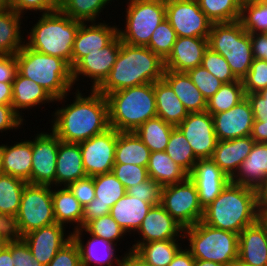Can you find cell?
<instances>
[{
	"instance_id": "1",
	"label": "cell",
	"mask_w": 267,
	"mask_h": 266,
	"mask_svg": "<svg viewBox=\"0 0 267 266\" xmlns=\"http://www.w3.org/2000/svg\"><path fill=\"white\" fill-rule=\"evenodd\" d=\"M85 90L88 91L86 92L88 94L83 92L84 88L82 91L76 88L73 90L74 93L71 91L54 101L55 104H58L55 111L51 113L50 122L52 124L49 122L51 127L49 129L63 142L80 143L110 128L106 96L97 90L89 89V91L87 87ZM71 94L72 103L70 101V104H65L70 100L68 97ZM59 104L62 106L58 107Z\"/></svg>"
},
{
	"instance_id": "2",
	"label": "cell",
	"mask_w": 267,
	"mask_h": 266,
	"mask_svg": "<svg viewBox=\"0 0 267 266\" xmlns=\"http://www.w3.org/2000/svg\"><path fill=\"white\" fill-rule=\"evenodd\" d=\"M260 209L258 190L230 181L204 209L202 221L211 227L239 234L259 219Z\"/></svg>"
},
{
	"instance_id": "3",
	"label": "cell",
	"mask_w": 267,
	"mask_h": 266,
	"mask_svg": "<svg viewBox=\"0 0 267 266\" xmlns=\"http://www.w3.org/2000/svg\"><path fill=\"white\" fill-rule=\"evenodd\" d=\"M164 71V60L148 47L121 42L116 62L96 90L107 96L114 91L154 83L163 78Z\"/></svg>"
},
{
	"instance_id": "4",
	"label": "cell",
	"mask_w": 267,
	"mask_h": 266,
	"mask_svg": "<svg viewBox=\"0 0 267 266\" xmlns=\"http://www.w3.org/2000/svg\"><path fill=\"white\" fill-rule=\"evenodd\" d=\"M38 15L30 32L25 29V44L37 52L65 60L72 68L73 43L82 22L71 19L59 9Z\"/></svg>"
},
{
	"instance_id": "5",
	"label": "cell",
	"mask_w": 267,
	"mask_h": 266,
	"mask_svg": "<svg viewBox=\"0 0 267 266\" xmlns=\"http://www.w3.org/2000/svg\"><path fill=\"white\" fill-rule=\"evenodd\" d=\"M109 126L118 132H134L157 116L154 83L122 89L107 96Z\"/></svg>"
},
{
	"instance_id": "6",
	"label": "cell",
	"mask_w": 267,
	"mask_h": 266,
	"mask_svg": "<svg viewBox=\"0 0 267 266\" xmlns=\"http://www.w3.org/2000/svg\"><path fill=\"white\" fill-rule=\"evenodd\" d=\"M18 72L44 88L55 100L74 88L72 68L63 59L37 52L26 44L16 53Z\"/></svg>"
},
{
	"instance_id": "7",
	"label": "cell",
	"mask_w": 267,
	"mask_h": 266,
	"mask_svg": "<svg viewBox=\"0 0 267 266\" xmlns=\"http://www.w3.org/2000/svg\"><path fill=\"white\" fill-rule=\"evenodd\" d=\"M184 240L195 259L226 266L238 260L239 234L211 227L202 220L184 229Z\"/></svg>"
},
{
	"instance_id": "8",
	"label": "cell",
	"mask_w": 267,
	"mask_h": 266,
	"mask_svg": "<svg viewBox=\"0 0 267 266\" xmlns=\"http://www.w3.org/2000/svg\"><path fill=\"white\" fill-rule=\"evenodd\" d=\"M208 47L225 58L238 79L242 80L250 70L254 60L250 34L239 20L213 23L208 36Z\"/></svg>"
},
{
	"instance_id": "9",
	"label": "cell",
	"mask_w": 267,
	"mask_h": 266,
	"mask_svg": "<svg viewBox=\"0 0 267 266\" xmlns=\"http://www.w3.org/2000/svg\"><path fill=\"white\" fill-rule=\"evenodd\" d=\"M125 7L122 12L124 26L118 24L121 41L146 47L153 31L166 19L165 0H137L126 3Z\"/></svg>"
},
{
	"instance_id": "10",
	"label": "cell",
	"mask_w": 267,
	"mask_h": 266,
	"mask_svg": "<svg viewBox=\"0 0 267 266\" xmlns=\"http://www.w3.org/2000/svg\"><path fill=\"white\" fill-rule=\"evenodd\" d=\"M17 215L23 235L56 223L52 200V186L27 183L24 187Z\"/></svg>"
},
{
	"instance_id": "11",
	"label": "cell",
	"mask_w": 267,
	"mask_h": 266,
	"mask_svg": "<svg viewBox=\"0 0 267 266\" xmlns=\"http://www.w3.org/2000/svg\"><path fill=\"white\" fill-rule=\"evenodd\" d=\"M160 204L184 229L201 221L204 215L198 191L189 177L181 183L163 186Z\"/></svg>"
},
{
	"instance_id": "12",
	"label": "cell",
	"mask_w": 267,
	"mask_h": 266,
	"mask_svg": "<svg viewBox=\"0 0 267 266\" xmlns=\"http://www.w3.org/2000/svg\"><path fill=\"white\" fill-rule=\"evenodd\" d=\"M165 5L166 19L177 37L208 38L213 23L197 0H165Z\"/></svg>"
},
{
	"instance_id": "13",
	"label": "cell",
	"mask_w": 267,
	"mask_h": 266,
	"mask_svg": "<svg viewBox=\"0 0 267 266\" xmlns=\"http://www.w3.org/2000/svg\"><path fill=\"white\" fill-rule=\"evenodd\" d=\"M121 42L119 35H117L104 48L90 52L72 68V78L77 89L85 86V84H83V86L78 87L77 85H79L80 82L87 83L90 81V89L96 90L105 81L116 62ZM84 78L85 80L87 79V81H84Z\"/></svg>"
},
{
	"instance_id": "14",
	"label": "cell",
	"mask_w": 267,
	"mask_h": 266,
	"mask_svg": "<svg viewBox=\"0 0 267 266\" xmlns=\"http://www.w3.org/2000/svg\"><path fill=\"white\" fill-rule=\"evenodd\" d=\"M48 131H37L32 136L31 184L56 186L59 138L51 129Z\"/></svg>"
},
{
	"instance_id": "15",
	"label": "cell",
	"mask_w": 267,
	"mask_h": 266,
	"mask_svg": "<svg viewBox=\"0 0 267 266\" xmlns=\"http://www.w3.org/2000/svg\"><path fill=\"white\" fill-rule=\"evenodd\" d=\"M117 130L108 128L79 143L83 167L87 176L110 173L115 164Z\"/></svg>"
},
{
	"instance_id": "16",
	"label": "cell",
	"mask_w": 267,
	"mask_h": 266,
	"mask_svg": "<svg viewBox=\"0 0 267 266\" xmlns=\"http://www.w3.org/2000/svg\"><path fill=\"white\" fill-rule=\"evenodd\" d=\"M198 159L212 158L217 144L213 116L205 111L190 112L177 126Z\"/></svg>"
},
{
	"instance_id": "17",
	"label": "cell",
	"mask_w": 267,
	"mask_h": 266,
	"mask_svg": "<svg viewBox=\"0 0 267 266\" xmlns=\"http://www.w3.org/2000/svg\"><path fill=\"white\" fill-rule=\"evenodd\" d=\"M64 225L53 223L30 231L23 236L32 256L43 266H47L57 252L72 239V231Z\"/></svg>"
},
{
	"instance_id": "18",
	"label": "cell",
	"mask_w": 267,
	"mask_h": 266,
	"mask_svg": "<svg viewBox=\"0 0 267 266\" xmlns=\"http://www.w3.org/2000/svg\"><path fill=\"white\" fill-rule=\"evenodd\" d=\"M95 198L83 207L82 228L91 220L110 213V208L126 194V188L110 173L93 176Z\"/></svg>"
},
{
	"instance_id": "19",
	"label": "cell",
	"mask_w": 267,
	"mask_h": 266,
	"mask_svg": "<svg viewBox=\"0 0 267 266\" xmlns=\"http://www.w3.org/2000/svg\"><path fill=\"white\" fill-rule=\"evenodd\" d=\"M188 177L196 186L199 203L203 210L231 181L211 158L198 159Z\"/></svg>"
},
{
	"instance_id": "20",
	"label": "cell",
	"mask_w": 267,
	"mask_h": 266,
	"mask_svg": "<svg viewBox=\"0 0 267 266\" xmlns=\"http://www.w3.org/2000/svg\"><path fill=\"white\" fill-rule=\"evenodd\" d=\"M135 234L139 235V238H135L133 241L134 243L184 239V228L161 204H157L151 207L139 229L132 235L135 237Z\"/></svg>"
},
{
	"instance_id": "21",
	"label": "cell",
	"mask_w": 267,
	"mask_h": 266,
	"mask_svg": "<svg viewBox=\"0 0 267 266\" xmlns=\"http://www.w3.org/2000/svg\"><path fill=\"white\" fill-rule=\"evenodd\" d=\"M81 23L76 33L72 49V68L90 52L108 45L117 35L118 26L107 20L102 22Z\"/></svg>"
},
{
	"instance_id": "22",
	"label": "cell",
	"mask_w": 267,
	"mask_h": 266,
	"mask_svg": "<svg viewBox=\"0 0 267 266\" xmlns=\"http://www.w3.org/2000/svg\"><path fill=\"white\" fill-rule=\"evenodd\" d=\"M85 235H88V237ZM84 236L87 238L86 243L84 241ZM72 239L78 246L81 266L120 265V257H122V255H116V252L119 250V248H117L118 245L113 244L111 241L91 235L83 228L73 231Z\"/></svg>"
},
{
	"instance_id": "23",
	"label": "cell",
	"mask_w": 267,
	"mask_h": 266,
	"mask_svg": "<svg viewBox=\"0 0 267 266\" xmlns=\"http://www.w3.org/2000/svg\"><path fill=\"white\" fill-rule=\"evenodd\" d=\"M212 116L217 140H230L251 134L254 116L247 97L231 109Z\"/></svg>"
},
{
	"instance_id": "24",
	"label": "cell",
	"mask_w": 267,
	"mask_h": 266,
	"mask_svg": "<svg viewBox=\"0 0 267 266\" xmlns=\"http://www.w3.org/2000/svg\"><path fill=\"white\" fill-rule=\"evenodd\" d=\"M208 38L177 37L169 56L164 60L165 70L188 72L201 65Z\"/></svg>"
},
{
	"instance_id": "25",
	"label": "cell",
	"mask_w": 267,
	"mask_h": 266,
	"mask_svg": "<svg viewBox=\"0 0 267 266\" xmlns=\"http://www.w3.org/2000/svg\"><path fill=\"white\" fill-rule=\"evenodd\" d=\"M238 260L249 266H267V228L260 219L239 233Z\"/></svg>"
},
{
	"instance_id": "26",
	"label": "cell",
	"mask_w": 267,
	"mask_h": 266,
	"mask_svg": "<svg viewBox=\"0 0 267 266\" xmlns=\"http://www.w3.org/2000/svg\"><path fill=\"white\" fill-rule=\"evenodd\" d=\"M231 182L261 192L267 185V143L255 142L248 157L231 178Z\"/></svg>"
},
{
	"instance_id": "27",
	"label": "cell",
	"mask_w": 267,
	"mask_h": 266,
	"mask_svg": "<svg viewBox=\"0 0 267 266\" xmlns=\"http://www.w3.org/2000/svg\"><path fill=\"white\" fill-rule=\"evenodd\" d=\"M54 101L55 99L44 88L17 72L12 82L11 106L25 122H27L26 117H24L26 114L23 113L25 110L30 112L34 108L35 110L37 107L38 109L41 108L43 104L44 106L50 103L53 105Z\"/></svg>"
},
{
	"instance_id": "28",
	"label": "cell",
	"mask_w": 267,
	"mask_h": 266,
	"mask_svg": "<svg viewBox=\"0 0 267 266\" xmlns=\"http://www.w3.org/2000/svg\"><path fill=\"white\" fill-rule=\"evenodd\" d=\"M15 142V143H14ZM12 144H1L2 173L22 179L31 184L32 140L21 139Z\"/></svg>"
},
{
	"instance_id": "29",
	"label": "cell",
	"mask_w": 267,
	"mask_h": 266,
	"mask_svg": "<svg viewBox=\"0 0 267 266\" xmlns=\"http://www.w3.org/2000/svg\"><path fill=\"white\" fill-rule=\"evenodd\" d=\"M254 139L249 135L230 140H218L212 156L214 163L231 179L248 157Z\"/></svg>"
},
{
	"instance_id": "30",
	"label": "cell",
	"mask_w": 267,
	"mask_h": 266,
	"mask_svg": "<svg viewBox=\"0 0 267 266\" xmlns=\"http://www.w3.org/2000/svg\"><path fill=\"white\" fill-rule=\"evenodd\" d=\"M56 164L57 187H67L74 181L87 176L79 143H68L59 139Z\"/></svg>"
},
{
	"instance_id": "31",
	"label": "cell",
	"mask_w": 267,
	"mask_h": 266,
	"mask_svg": "<svg viewBox=\"0 0 267 266\" xmlns=\"http://www.w3.org/2000/svg\"><path fill=\"white\" fill-rule=\"evenodd\" d=\"M152 206L153 204L126 193L110 208L109 214L131 237L132 233L139 229Z\"/></svg>"
},
{
	"instance_id": "32",
	"label": "cell",
	"mask_w": 267,
	"mask_h": 266,
	"mask_svg": "<svg viewBox=\"0 0 267 266\" xmlns=\"http://www.w3.org/2000/svg\"><path fill=\"white\" fill-rule=\"evenodd\" d=\"M52 200L56 223L72 232L82 228L83 206L67 187L52 186Z\"/></svg>"
},
{
	"instance_id": "33",
	"label": "cell",
	"mask_w": 267,
	"mask_h": 266,
	"mask_svg": "<svg viewBox=\"0 0 267 266\" xmlns=\"http://www.w3.org/2000/svg\"><path fill=\"white\" fill-rule=\"evenodd\" d=\"M163 79L171 86L188 113L202 112L207 109V100L187 72L165 70Z\"/></svg>"
},
{
	"instance_id": "34",
	"label": "cell",
	"mask_w": 267,
	"mask_h": 266,
	"mask_svg": "<svg viewBox=\"0 0 267 266\" xmlns=\"http://www.w3.org/2000/svg\"><path fill=\"white\" fill-rule=\"evenodd\" d=\"M27 18L28 15H20L11 8L0 10V55L16 54L24 46L25 32L21 24L25 25L23 19Z\"/></svg>"
},
{
	"instance_id": "35",
	"label": "cell",
	"mask_w": 267,
	"mask_h": 266,
	"mask_svg": "<svg viewBox=\"0 0 267 266\" xmlns=\"http://www.w3.org/2000/svg\"><path fill=\"white\" fill-rule=\"evenodd\" d=\"M154 93L157 116L177 127L188 115L183 103L163 78L154 82Z\"/></svg>"
},
{
	"instance_id": "36",
	"label": "cell",
	"mask_w": 267,
	"mask_h": 266,
	"mask_svg": "<svg viewBox=\"0 0 267 266\" xmlns=\"http://www.w3.org/2000/svg\"><path fill=\"white\" fill-rule=\"evenodd\" d=\"M151 155L149 148L135 132H118L115 148V164L147 167Z\"/></svg>"
},
{
	"instance_id": "37",
	"label": "cell",
	"mask_w": 267,
	"mask_h": 266,
	"mask_svg": "<svg viewBox=\"0 0 267 266\" xmlns=\"http://www.w3.org/2000/svg\"><path fill=\"white\" fill-rule=\"evenodd\" d=\"M148 175L162 186L181 183L188 178V173L177 165L165 151L151 152Z\"/></svg>"
},
{
	"instance_id": "38",
	"label": "cell",
	"mask_w": 267,
	"mask_h": 266,
	"mask_svg": "<svg viewBox=\"0 0 267 266\" xmlns=\"http://www.w3.org/2000/svg\"><path fill=\"white\" fill-rule=\"evenodd\" d=\"M184 239L158 240L147 243H134L130 246L149 264L168 266L177 252L184 246Z\"/></svg>"
},
{
	"instance_id": "39",
	"label": "cell",
	"mask_w": 267,
	"mask_h": 266,
	"mask_svg": "<svg viewBox=\"0 0 267 266\" xmlns=\"http://www.w3.org/2000/svg\"><path fill=\"white\" fill-rule=\"evenodd\" d=\"M112 2L115 3L114 0H58V9L82 23L101 22V13L104 14L106 8L109 10Z\"/></svg>"
},
{
	"instance_id": "40",
	"label": "cell",
	"mask_w": 267,
	"mask_h": 266,
	"mask_svg": "<svg viewBox=\"0 0 267 266\" xmlns=\"http://www.w3.org/2000/svg\"><path fill=\"white\" fill-rule=\"evenodd\" d=\"M175 127L156 116L140 125L134 132L151 152L165 151Z\"/></svg>"
},
{
	"instance_id": "41",
	"label": "cell",
	"mask_w": 267,
	"mask_h": 266,
	"mask_svg": "<svg viewBox=\"0 0 267 266\" xmlns=\"http://www.w3.org/2000/svg\"><path fill=\"white\" fill-rule=\"evenodd\" d=\"M246 97L242 80L223 83L220 89L207 100V109L211 115L227 111Z\"/></svg>"
},
{
	"instance_id": "42",
	"label": "cell",
	"mask_w": 267,
	"mask_h": 266,
	"mask_svg": "<svg viewBox=\"0 0 267 266\" xmlns=\"http://www.w3.org/2000/svg\"><path fill=\"white\" fill-rule=\"evenodd\" d=\"M27 182L9 174H0V213L18 214Z\"/></svg>"
},
{
	"instance_id": "43",
	"label": "cell",
	"mask_w": 267,
	"mask_h": 266,
	"mask_svg": "<svg viewBox=\"0 0 267 266\" xmlns=\"http://www.w3.org/2000/svg\"><path fill=\"white\" fill-rule=\"evenodd\" d=\"M200 9L212 23L234 22L240 19L239 0H197Z\"/></svg>"
},
{
	"instance_id": "44",
	"label": "cell",
	"mask_w": 267,
	"mask_h": 266,
	"mask_svg": "<svg viewBox=\"0 0 267 266\" xmlns=\"http://www.w3.org/2000/svg\"><path fill=\"white\" fill-rule=\"evenodd\" d=\"M165 152L188 174L192 171L193 166L198 160L189 142L177 127H175L170 134Z\"/></svg>"
},
{
	"instance_id": "45",
	"label": "cell",
	"mask_w": 267,
	"mask_h": 266,
	"mask_svg": "<svg viewBox=\"0 0 267 266\" xmlns=\"http://www.w3.org/2000/svg\"><path fill=\"white\" fill-rule=\"evenodd\" d=\"M239 21L248 33H267V0L242 3Z\"/></svg>"
},
{
	"instance_id": "46",
	"label": "cell",
	"mask_w": 267,
	"mask_h": 266,
	"mask_svg": "<svg viewBox=\"0 0 267 266\" xmlns=\"http://www.w3.org/2000/svg\"><path fill=\"white\" fill-rule=\"evenodd\" d=\"M83 229L87 233L111 241L115 245L120 242L119 246L123 243L122 240L125 241L123 238L128 235L110 214L91 220Z\"/></svg>"
},
{
	"instance_id": "47",
	"label": "cell",
	"mask_w": 267,
	"mask_h": 266,
	"mask_svg": "<svg viewBox=\"0 0 267 266\" xmlns=\"http://www.w3.org/2000/svg\"><path fill=\"white\" fill-rule=\"evenodd\" d=\"M177 35L167 19H164L153 31L149 44L146 46L165 60L172 51Z\"/></svg>"
},
{
	"instance_id": "48",
	"label": "cell",
	"mask_w": 267,
	"mask_h": 266,
	"mask_svg": "<svg viewBox=\"0 0 267 266\" xmlns=\"http://www.w3.org/2000/svg\"><path fill=\"white\" fill-rule=\"evenodd\" d=\"M201 66L207 69L223 83H230L239 80L231 71V68L225 58L219 53L212 51L209 47L204 53Z\"/></svg>"
},
{
	"instance_id": "49",
	"label": "cell",
	"mask_w": 267,
	"mask_h": 266,
	"mask_svg": "<svg viewBox=\"0 0 267 266\" xmlns=\"http://www.w3.org/2000/svg\"><path fill=\"white\" fill-rule=\"evenodd\" d=\"M245 94L258 93L267 88V61L255 59L250 70L242 78Z\"/></svg>"
},
{
	"instance_id": "50",
	"label": "cell",
	"mask_w": 267,
	"mask_h": 266,
	"mask_svg": "<svg viewBox=\"0 0 267 266\" xmlns=\"http://www.w3.org/2000/svg\"><path fill=\"white\" fill-rule=\"evenodd\" d=\"M187 74L206 100L211 98L223 85L222 81L201 65L189 70Z\"/></svg>"
},
{
	"instance_id": "51",
	"label": "cell",
	"mask_w": 267,
	"mask_h": 266,
	"mask_svg": "<svg viewBox=\"0 0 267 266\" xmlns=\"http://www.w3.org/2000/svg\"><path fill=\"white\" fill-rule=\"evenodd\" d=\"M112 173L123 184L126 190L149 178L146 167L130 164H114Z\"/></svg>"
},
{
	"instance_id": "52",
	"label": "cell",
	"mask_w": 267,
	"mask_h": 266,
	"mask_svg": "<svg viewBox=\"0 0 267 266\" xmlns=\"http://www.w3.org/2000/svg\"><path fill=\"white\" fill-rule=\"evenodd\" d=\"M10 8L20 15L47 14L58 10V0H10Z\"/></svg>"
},
{
	"instance_id": "53",
	"label": "cell",
	"mask_w": 267,
	"mask_h": 266,
	"mask_svg": "<svg viewBox=\"0 0 267 266\" xmlns=\"http://www.w3.org/2000/svg\"><path fill=\"white\" fill-rule=\"evenodd\" d=\"M163 186L149 177L136 186H132L126 190V193L146 201L150 204H160Z\"/></svg>"
},
{
	"instance_id": "54",
	"label": "cell",
	"mask_w": 267,
	"mask_h": 266,
	"mask_svg": "<svg viewBox=\"0 0 267 266\" xmlns=\"http://www.w3.org/2000/svg\"><path fill=\"white\" fill-rule=\"evenodd\" d=\"M17 214L0 213V238L6 243L23 240Z\"/></svg>"
},
{
	"instance_id": "55",
	"label": "cell",
	"mask_w": 267,
	"mask_h": 266,
	"mask_svg": "<svg viewBox=\"0 0 267 266\" xmlns=\"http://www.w3.org/2000/svg\"><path fill=\"white\" fill-rule=\"evenodd\" d=\"M47 266H81L79 249L74 240L66 243Z\"/></svg>"
},
{
	"instance_id": "56",
	"label": "cell",
	"mask_w": 267,
	"mask_h": 266,
	"mask_svg": "<svg viewBox=\"0 0 267 266\" xmlns=\"http://www.w3.org/2000/svg\"><path fill=\"white\" fill-rule=\"evenodd\" d=\"M67 188L77 198L80 204L85 207L95 198V189L93 184V176H86L73 183Z\"/></svg>"
},
{
	"instance_id": "57",
	"label": "cell",
	"mask_w": 267,
	"mask_h": 266,
	"mask_svg": "<svg viewBox=\"0 0 267 266\" xmlns=\"http://www.w3.org/2000/svg\"><path fill=\"white\" fill-rule=\"evenodd\" d=\"M25 121L14 111L11 105H0V132H17V129L23 128ZM14 130V131H13Z\"/></svg>"
},
{
	"instance_id": "58",
	"label": "cell",
	"mask_w": 267,
	"mask_h": 266,
	"mask_svg": "<svg viewBox=\"0 0 267 266\" xmlns=\"http://www.w3.org/2000/svg\"><path fill=\"white\" fill-rule=\"evenodd\" d=\"M12 258L14 266H43L32 256V252L24 240L12 243Z\"/></svg>"
},
{
	"instance_id": "59",
	"label": "cell",
	"mask_w": 267,
	"mask_h": 266,
	"mask_svg": "<svg viewBox=\"0 0 267 266\" xmlns=\"http://www.w3.org/2000/svg\"><path fill=\"white\" fill-rule=\"evenodd\" d=\"M17 72L16 54L0 55V82H13Z\"/></svg>"
},
{
	"instance_id": "60",
	"label": "cell",
	"mask_w": 267,
	"mask_h": 266,
	"mask_svg": "<svg viewBox=\"0 0 267 266\" xmlns=\"http://www.w3.org/2000/svg\"><path fill=\"white\" fill-rule=\"evenodd\" d=\"M249 34L253 57L267 61V33Z\"/></svg>"
},
{
	"instance_id": "61",
	"label": "cell",
	"mask_w": 267,
	"mask_h": 266,
	"mask_svg": "<svg viewBox=\"0 0 267 266\" xmlns=\"http://www.w3.org/2000/svg\"><path fill=\"white\" fill-rule=\"evenodd\" d=\"M246 97L251 104L254 120L267 119V102H262V96L259 93H248Z\"/></svg>"
},
{
	"instance_id": "62",
	"label": "cell",
	"mask_w": 267,
	"mask_h": 266,
	"mask_svg": "<svg viewBox=\"0 0 267 266\" xmlns=\"http://www.w3.org/2000/svg\"><path fill=\"white\" fill-rule=\"evenodd\" d=\"M129 245L122 254L120 265L119 266H153L149 264L142 256H140L135 250H133Z\"/></svg>"
},
{
	"instance_id": "63",
	"label": "cell",
	"mask_w": 267,
	"mask_h": 266,
	"mask_svg": "<svg viewBox=\"0 0 267 266\" xmlns=\"http://www.w3.org/2000/svg\"><path fill=\"white\" fill-rule=\"evenodd\" d=\"M183 247L177 252L168 266H194L195 258L185 245Z\"/></svg>"
},
{
	"instance_id": "64",
	"label": "cell",
	"mask_w": 267,
	"mask_h": 266,
	"mask_svg": "<svg viewBox=\"0 0 267 266\" xmlns=\"http://www.w3.org/2000/svg\"><path fill=\"white\" fill-rule=\"evenodd\" d=\"M250 136L255 142L267 143V119L254 120Z\"/></svg>"
},
{
	"instance_id": "65",
	"label": "cell",
	"mask_w": 267,
	"mask_h": 266,
	"mask_svg": "<svg viewBox=\"0 0 267 266\" xmlns=\"http://www.w3.org/2000/svg\"><path fill=\"white\" fill-rule=\"evenodd\" d=\"M12 82H0V105H11Z\"/></svg>"
},
{
	"instance_id": "66",
	"label": "cell",
	"mask_w": 267,
	"mask_h": 266,
	"mask_svg": "<svg viewBox=\"0 0 267 266\" xmlns=\"http://www.w3.org/2000/svg\"><path fill=\"white\" fill-rule=\"evenodd\" d=\"M0 266H14L12 258V243L7 244L0 252Z\"/></svg>"
},
{
	"instance_id": "67",
	"label": "cell",
	"mask_w": 267,
	"mask_h": 266,
	"mask_svg": "<svg viewBox=\"0 0 267 266\" xmlns=\"http://www.w3.org/2000/svg\"><path fill=\"white\" fill-rule=\"evenodd\" d=\"M194 266H226L213 261L195 259Z\"/></svg>"
},
{
	"instance_id": "68",
	"label": "cell",
	"mask_w": 267,
	"mask_h": 266,
	"mask_svg": "<svg viewBox=\"0 0 267 266\" xmlns=\"http://www.w3.org/2000/svg\"><path fill=\"white\" fill-rule=\"evenodd\" d=\"M261 207H267V185L260 192Z\"/></svg>"
},
{
	"instance_id": "69",
	"label": "cell",
	"mask_w": 267,
	"mask_h": 266,
	"mask_svg": "<svg viewBox=\"0 0 267 266\" xmlns=\"http://www.w3.org/2000/svg\"><path fill=\"white\" fill-rule=\"evenodd\" d=\"M259 219L263 222V224L267 228V207H261L259 213Z\"/></svg>"
},
{
	"instance_id": "70",
	"label": "cell",
	"mask_w": 267,
	"mask_h": 266,
	"mask_svg": "<svg viewBox=\"0 0 267 266\" xmlns=\"http://www.w3.org/2000/svg\"><path fill=\"white\" fill-rule=\"evenodd\" d=\"M10 8V0H0V10H6Z\"/></svg>"
},
{
	"instance_id": "71",
	"label": "cell",
	"mask_w": 267,
	"mask_h": 266,
	"mask_svg": "<svg viewBox=\"0 0 267 266\" xmlns=\"http://www.w3.org/2000/svg\"><path fill=\"white\" fill-rule=\"evenodd\" d=\"M262 96V102H267V88L258 92Z\"/></svg>"
},
{
	"instance_id": "72",
	"label": "cell",
	"mask_w": 267,
	"mask_h": 266,
	"mask_svg": "<svg viewBox=\"0 0 267 266\" xmlns=\"http://www.w3.org/2000/svg\"><path fill=\"white\" fill-rule=\"evenodd\" d=\"M231 266H249V265H246L242 263L241 261L236 260Z\"/></svg>"
},
{
	"instance_id": "73",
	"label": "cell",
	"mask_w": 267,
	"mask_h": 266,
	"mask_svg": "<svg viewBox=\"0 0 267 266\" xmlns=\"http://www.w3.org/2000/svg\"><path fill=\"white\" fill-rule=\"evenodd\" d=\"M7 244L0 238V252L3 250V248L6 246Z\"/></svg>"
},
{
	"instance_id": "74",
	"label": "cell",
	"mask_w": 267,
	"mask_h": 266,
	"mask_svg": "<svg viewBox=\"0 0 267 266\" xmlns=\"http://www.w3.org/2000/svg\"><path fill=\"white\" fill-rule=\"evenodd\" d=\"M2 173V153H1V144H0V174Z\"/></svg>"
},
{
	"instance_id": "75",
	"label": "cell",
	"mask_w": 267,
	"mask_h": 266,
	"mask_svg": "<svg viewBox=\"0 0 267 266\" xmlns=\"http://www.w3.org/2000/svg\"><path fill=\"white\" fill-rule=\"evenodd\" d=\"M240 2H241V4L242 3H244V2H251V1H256V0H239Z\"/></svg>"
},
{
	"instance_id": "76",
	"label": "cell",
	"mask_w": 267,
	"mask_h": 266,
	"mask_svg": "<svg viewBox=\"0 0 267 266\" xmlns=\"http://www.w3.org/2000/svg\"><path fill=\"white\" fill-rule=\"evenodd\" d=\"M115 1L118 2L119 0H115ZM132 1H137V0H125L124 2H125V3H129V2H132Z\"/></svg>"
}]
</instances>
